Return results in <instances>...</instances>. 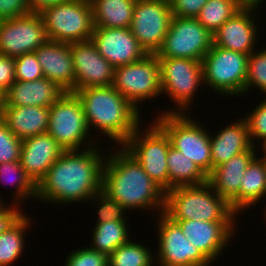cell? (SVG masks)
<instances>
[{"instance_id": "6da1fadb", "label": "cell", "mask_w": 266, "mask_h": 266, "mask_svg": "<svg viewBox=\"0 0 266 266\" xmlns=\"http://www.w3.org/2000/svg\"><path fill=\"white\" fill-rule=\"evenodd\" d=\"M107 149L98 144L84 150L64 151L37 185L36 202L57 207L88 203L102 189Z\"/></svg>"}, {"instance_id": "7a4b0ae2", "label": "cell", "mask_w": 266, "mask_h": 266, "mask_svg": "<svg viewBox=\"0 0 266 266\" xmlns=\"http://www.w3.org/2000/svg\"><path fill=\"white\" fill-rule=\"evenodd\" d=\"M118 147L108 148L102 190L127 212L148 210L156 216L164 212L166 192L148 176L133 155L122 145Z\"/></svg>"}, {"instance_id": "3957f363", "label": "cell", "mask_w": 266, "mask_h": 266, "mask_svg": "<svg viewBox=\"0 0 266 266\" xmlns=\"http://www.w3.org/2000/svg\"><path fill=\"white\" fill-rule=\"evenodd\" d=\"M74 93L81 101L90 132L96 129V132L92 133L98 142L102 140L100 137L104 136L115 143V146H121L144 123L141 119L144 113L142 109L138 110L112 85L88 87ZM98 132L101 136L95 135Z\"/></svg>"}, {"instance_id": "277c9868", "label": "cell", "mask_w": 266, "mask_h": 266, "mask_svg": "<svg viewBox=\"0 0 266 266\" xmlns=\"http://www.w3.org/2000/svg\"><path fill=\"white\" fill-rule=\"evenodd\" d=\"M164 213L173 221L237 222L239 217L208 182L168 190Z\"/></svg>"}, {"instance_id": "5b68a950", "label": "cell", "mask_w": 266, "mask_h": 266, "mask_svg": "<svg viewBox=\"0 0 266 266\" xmlns=\"http://www.w3.org/2000/svg\"><path fill=\"white\" fill-rule=\"evenodd\" d=\"M157 58L160 63L162 97L166 95L174 104L172 108L163 109L159 114L189 113L195 97H198V90L205 86L202 62L187 58Z\"/></svg>"}, {"instance_id": "8992f818", "label": "cell", "mask_w": 266, "mask_h": 266, "mask_svg": "<svg viewBox=\"0 0 266 266\" xmlns=\"http://www.w3.org/2000/svg\"><path fill=\"white\" fill-rule=\"evenodd\" d=\"M186 114H157L155 122L166 132L171 145L191 159L208 176L212 171L210 129ZM201 123V124H200ZM204 125V126H203Z\"/></svg>"}, {"instance_id": "52a82bcc", "label": "cell", "mask_w": 266, "mask_h": 266, "mask_svg": "<svg viewBox=\"0 0 266 266\" xmlns=\"http://www.w3.org/2000/svg\"><path fill=\"white\" fill-rule=\"evenodd\" d=\"M47 133L64 151L84 150L99 144L88 128L81 101L73 92H64L51 105Z\"/></svg>"}, {"instance_id": "ba28073f", "label": "cell", "mask_w": 266, "mask_h": 266, "mask_svg": "<svg viewBox=\"0 0 266 266\" xmlns=\"http://www.w3.org/2000/svg\"><path fill=\"white\" fill-rule=\"evenodd\" d=\"M249 55L212 45L202 59L204 85L229 98H243Z\"/></svg>"}, {"instance_id": "9c48e42d", "label": "cell", "mask_w": 266, "mask_h": 266, "mask_svg": "<svg viewBox=\"0 0 266 266\" xmlns=\"http://www.w3.org/2000/svg\"><path fill=\"white\" fill-rule=\"evenodd\" d=\"M149 123L148 126L142 124V129L139 126L122 146L133 155L148 176L167 192L169 190L167 154L171 141L154 119L149 120Z\"/></svg>"}, {"instance_id": "30bf717a", "label": "cell", "mask_w": 266, "mask_h": 266, "mask_svg": "<svg viewBox=\"0 0 266 266\" xmlns=\"http://www.w3.org/2000/svg\"><path fill=\"white\" fill-rule=\"evenodd\" d=\"M49 40L76 43L91 39L94 30L90 0H68L40 12Z\"/></svg>"}, {"instance_id": "8fae6325", "label": "cell", "mask_w": 266, "mask_h": 266, "mask_svg": "<svg viewBox=\"0 0 266 266\" xmlns=\"http://www.w3.org/2000/svg\"><path fill=\"white\" fill-rule=\"evenodd\" d=\"M112 86L138 110L151 99L162 96L160 63L155 54H147L143 59L114 68ZM141 105V106H140Z\"/></svg>"}, {"instance_id": "7c38bea8", "label": "cell", "mask_w": 266, "mask_h": 266, "mask_svg": "<svg viewBox=\"0 0 266 266\" xmlns=\"http://www.w3.org/2000/svg\"><path fill=\"white\" fill-rule=\"evenodd\" d=\"M158 246L155 257L158 266H212L213 264L184 236L180 225L164 212L153 216Z\"/></svg>"}, {"instance_id": "4fadbf2b", "label": "cell", "mask_w": 266, "mask_h": 266, "mask_svg": "<svg viewBox=\"0 0 266 266\" xmlns=\"http://www.w3.org/2000/svg\"><path fill=\"white\" fill-rule=\"evenodd\" d=\"M213 45V34L196 18L173 16L157 57L187 58L202 62Z\"/></svg>"}, {"instance_id": "5bb4252c", "label": "cell", "mask_w": 266, "mask_h": 266, "mask_svg": "<svg viewBox=\"0 0 266 266\" xmlns=\"http://www.w3.org/2000/svg\"><path fill=\"white\" fill-rule=\"evenodd\" d=\"M172 17L169 0L136 1L129 29L147 54L160 49Z\"/></svg>"}, {"instance_id": "9a60e30c", "label": "cell", "mask_w": 266, "mask_h": 266, "mask_svg": "<svg viewBox=\"0 0 266 266\" xmlns=\"http://www.w3.org/2000/svg\"><path fill=\"white\" fill-rule=\"evenodd\" d=\"M40 13L25 15L0 21V54L17 57L35 52L48 41Z\"/></svg>"}, {"instance_id": "2e32d148", "label": "cell", "mask_w": 266, "mask_h": 266, "mask_svg": "<svg viewBox=\"0 0 266 266\" xmlns=\"http://www.w3.org/2000/svg\"><path fill=\"white\" fill-rule=\"evenodd\" d=\"M177 222L184 236L211 262H217L237 234L238 222H207L186 220ZM233 238V239H232ZM219 257V258H218Z\"/></svg>"}, {"instance_id": "e0dca14e", "label": "cell", "mask_w": 266, "mask_h": 266, "mask_svg": "<svg viewBox=\"0 0 266 266\" xmlns=\"http://www.w3.org/2000/svg\"><path fill=\"white\" fill-rule=\"evenodd\" d=\"M71 55L76 77L75 91L113 84L114 67L98 52L91 39L71 43Z\"/></svg>"}, {"instance_id": "ac0fdd59", "label": "cell", "mask_w": 266, "mask_h": 266, "mask_svg": "<svg viewBox=\"0 0 266 266\" xmlns=\"http://www.w3.org/2000/svg\"><path fill=\"white\" fill-rule=\"evenodd\" d=\"M258 12L254 9L237 11L213 33V45L250 55L259 45Z\"/></svg>"}, {"instance_id": "d6986e66", "label": "cell", "mask_w": 266, "mask_h": 266, "mask_svg": "<svg viewBox=\"0 0 266 266\" xmlns=\"http://www.w3.org/2000/svg\"><path fill=\"white\" fill-rule=\"evenodd\" d=\"M91 41L114 68L137 62L147 55L129 28L94 27Z\"/></svg>"}, {"instance_id": "ffe728a7", "label": "cell", "mask_w": 266, "mask_h": 266, "mask_svg": "<svg viewBox=\"0 0 266 266\" xmlns=\"http://www.w3.org/2000/svg\"><path fill=\"white\" fill-rule=\"evenodd\" d=\"M258 155L257 146L241 152L214 168L207 176L213 190L239 215V190L245 170Z\"/></svg>"}, {"instance_id": "44dd1931", "label": "cell", "mask_w": 266, "mask_h": 266, "mask_svg": "<svg viewBox=\"0 0 266 266\" xmlns=\"http://www.w3.org/2000/svg\"><path fill=\"white\" fill-rule=\"evenodd\" d=\"M43 76L64 92H75V69L71 44L48 40L35 51Z\"/></svg>"}, {"instance_id": "7402d4cb", "label": "cell", "mask_w": 266, "mask_h": 266, "mask_svg": "<svg viewBox=\"0 0 266 266\" xmlns=\"http://www.w3.org/2000/svg\"><path fill=\"white\" fill-rule=\"evenodd\" d=\"M64 149L48 133L22 140L20 164L27 176L37 186Z\"/></svg>"}, {"instance_id": "603a6c76", "label": "cell", "mask_w": 266, "mask_h": 266, "mask_svg": "<svg viewBox=\"0 0 266 266\" xmlns=\"http://www.w3.org/2000/svg\"><path fill=\"white\" fill-rule=\"evenodd\" d=\"M212 170L235 155L251 149V142L245 119L238 117L222 126L214 134L210 132Z\"/></svg>"}, {"instance_id": "cb8c5ba5", "label": "cell", "mask_w": 266, "mask_h": 266, "mask_svg": "<svg viewBox=\"0 0 266 266\" xmlns=\"http://www.w3.org/2000/svg\"><path fill=\"white\" fill-rule=\"evenodd\" d=\"M64 91L46 77L33 81H15L4 94V106L51 107Z\"/></svg>"}, {"instance_id": "d4e9b609", "label": "cell", "mask_w": 266, "mask_h": 266, "mask_svg": "<svg viewBox=\"0 0 266 266\" xmlns=\"http://www.w3.org/2000/svg\"><path fill=\"white\" fill-rule=\"evenodd\" d=\"M50 107L4 106L1 120L19 139L47 133Z\"/></svg>"}, {"instance_id": "484cf974", "label": "cell", "mask_w": 266, "mask_h": 266, "mask_svg": "<svg viewBox=\"0 0 266 266\" xmlns=\"http://www.w3.org/2000/svg\"><path fill=\"white\" fill-rule=\"evenodd\" d=\"M264 199H266V160L257 155L243 175L239 190V216Z\"/></svg>"}, {"instance_id": "4316f807", "label": "cell", "mask_w": 266, "mask_h": 266, "mask_svg": "<svg viewBox=\"0 0 266 266\" xmlns=\"http://www.w3.org/2000/svg\"><path fill=\"white\" fill-rule=\"evenodd\" d=\"M137 0H90L94 27L129 28Z\"/></svg>"}, {"instance_id": "83f0119b", "label": "cell", "mask_w": 266, "mask_h": 266, "mask_svg": "<svg viewBox=\"0 0 266 266\" xmlns=\"http://www.w3.org/2000/svg\"><path fill=\"white\" fill-rule=\"evenodd\" d=\"M128 223L127 221H109L92 225L94 227L88 247L109 256L119 246L133 238Z\"/></svg>"}, {"instance_id": "f1b7e54d", "label": "cell", "mask_w": 266, "mask_h": 266, "mask_svg": "<svg viewBox=\"0 0 266 266\" xmlns=\"http://www.w3.org/2000/svg\"><path fill=\"white\" fill-rule=\"evenodd\" d=\"M167 166L169 190L183 186H196L207 182V176L201 169L172 145H170L167 154Z\"/></svg>"}, {"instance_id": "f546056e", "label": "cell", "mask_w": 266, "mask_h": 266, "mask_svg": "<svg viewBox=\"0 0 266 266\" xmlns=\"http://www.w3.org/2000/svg\"><path fill=\"white\" fill-rule=\"evenodd\" d=\"M32 219L25 214L12 228L0 235V266H12L23 256L27 249L26 235L33 228Z\"/></svg>"}, {"instance_id": "4dcf8cb0", "label": "cell", "mask_w": 266, "mask_h": 266, "mask_svg": "<svg viewBox=\"0 0 266 266\" xmlns=\"http://www.w3.org/2000/svg\"><path fill=\"white\" fill-rule=\"evenodd\" d=\"M0 180V183L3 182L4 186L9 184L14 188L12 201L7 202L24 206L23 204H26L27 200L36 201L37 186L27 176L19 161L1 163Z\"/></svg>"}, {"instance_id": "1f68e13d", "label": "cell", "mask_w": 266, "mask_h": 266, "mask_svg": "<svg viewBox=\"0 0 266 266\" xmlns=\"http://www.w3.org/2000/svg\"><path fill=\"white\" fill-rule=\"evenodd\" d=\"M132 239L108 256V266H157L152 247Z\"/></svg>"}, {"instance_id": "d6a6232c", "label": "cell", "mask_w": 266, "mask_h": 266, "mask_svg": "<svg viewBox=\"0 0 266 266\" xmlns=\"http://www.w3.org/2000/svg\"><path fill=\"white\" fill-rule=\"evenodd\" d=\"M240 9L234 0H208L196 19L213 34Z\"/></svg>"}, {"instance_id": "836d02e7", "label": "cell", "mask_w": 266, "mask_h": 266, "mask_svg": "<svg viewBox=\"0 0 266 266\" xmlns=\"http://www.w3.org/2000/svg\"><path fill=\"white\" fill-rule=\"evenodd\" d=\"M256 49L249 55L247 76L244 85V95L258 90L266 96V47ZM262 92V93H261Z\"/></svg>"}, {"instance_id": "e575fe53", "label": "cell", "mask_w": 266, "mask_h": 266, "mask_svg": "<svg viewBox=\"0 0 266 266\" xmlns=\"http://www.w3.org/2000/svg\"><path fill=\"white\" fill-rule=\"evenodd\" d=\"M93 203L94 208L96 209V219L95 224H100L103 222L109 221H128L127 211L113 198H111L107 193H105L102 189L98 191L89 201Z\"/></svg>"}, {"instance_id": "d590c367", "label": "cell", "mask_w": 266, "mask_h": 266, "mask_svg": "<svg viewBox=\"0 0 266 266\" xmlns=\"http://www.w3.org/2000/svg\"><path fill=\"white\" fill-rule=\"evenodd\" d=\"M263 98L248 114L245 112L246 115L241 116L245 119L254 146L266 138V96Z\"/></svg>"}, {"instance_id": "8d00e7d4", "label": "cell", "mask_w": 266, "mask_h": 266, "mask_svg": "<svg viewBox=\"0 0 266 266\" xmlns=\"http://www.w3.org/2000/svg\"><path fill=\"white\" fill-rule=\"evenodd\" d=\"M22 140L0 119V164L20 160Z\"/></svg>"}, {"instance_id": "74e56055", "label": "cell", "mask_w": 266, "mask_h": 266, "mask_svg": "<svg viewBox=\"0 0 266 266\" xmlns=\"http://www.w3.org/2000/svg\"><path fill=\"white\" fill-rule=\"evenodd\" d=\"M14 60L16 81H33L44 77L35 52L17 56Z\"/></svg>"}, {"instance_id": "f35d334b", "label": "cell", "mask_w": 266, "mask_h": 266, "mask_svg": "<svg viewBox=\"0 0 266 266\" xmlns=\"http://www.w3.org/2000/svg\"><path fill=\"white\" fill-rule=\"evenodd\" d=\"M64 266H108V255L92 250L88 246L70 252Z\"/></svg>"}, {"instance_id": "ab89813d", "label": "cell", "mask_w": 266, "mask_h": 266, "mask_svg": "<svg viewBox=\"0 0 266 266\" xmlns=\"http://www.w3.org/2000/svg\"><path fill=\"white\" fill-rule=\"evenodd\" d=\"M25 211L23 206L2 202L0 204V235L12 228L25 215Z\"/></svg>"}, {"instance_id": "60d3db41", "label": "cell", "mask_w": 266, "mask_h": 266, "mask_svg": "<svg viewBox=\"0 0 266 266\" xmlns=\"http://www.w3.org/2000/svg\"><path fill=\"white\" fill-rule=\"evenodd\" d=\"M207 1L208 0H169L173 16L188 18H196Z\"/></svg>"}, {"instance_id": "b9f144b4", "label": "cell", "mask_w": 266, "mask_h": 266, "mask_svg": "<svg viewBox=\"0 0 266 266\" xmlns=\"http://www.w3.org/2000/svg\"><path fill=\"white\" fill-rule=\"evenodd\" d=\"M29 0H0V21L30 13Z\"/></svg>"}, {"instance_id": "7bdbcfd3", "label": "cell", "mask_w": 266, "mask_h": 266, "mask_svg": "<svg viewBox=\"0 0 266 266\" xmlns=\"http://www.w3.org/2000/svg\"><path fill=\"white\" fill-rule=\"evenodd\" d=\"M15 81L14 57L0 54V91L5 94Z\"/></svg>"}, {"instance_id": "ee69618b", "label": "cell", "mask_w": 266, "mask_h": 266, "mask_svg": "<svg viewBox=\"0 0 266 266\" xmlns=\"http://www.w3.org/2000/svg\"><path fill=\"white\" fill-rule=\"evenodd\" d=\"M68 0H29L31 12L40 13L47 7L62 3Z\"/></svg>"}, {"instance_id": "f6af8a7d", "label": "cell", "mask_w": 266, "mask_h": 266, "mask_svg": "<svg viewBox=\"0 0 266 266\" xmlns=\"http://www.w3.org/2000/svg\"><path fill=\"white\" fill-rule=\"evenodd\" d=\"M235 3L241 8V9H254L258 10L262 9L263 3L266 5V0H234Z\"/></svg>"}, {"instance_id": "bcb514c9", "label": "cell", "mask_w": 266, "mask_h": 266, "mask_svg": "<svg viewBox=\"0 0 266 266\" xmlns=\"http://www.w3.org/2000/svg\"><path fill=\"white\" fill-rule=\"evenodd\" d=\"M261 148H260V147ZM257 150L259 151L260 149V155H259V152H258V156L262 159H265L266 160V138L264 140H262L259 144H257ZM263 152V153H262Z\"/></svg>"}, {"instance_id": "7dc6e473", "label": "cell", "mask_w": 266, "mask_h": 266, "mask_svg": "<svg viewBox=\"0 0 266 266\" xmlns=\"http://www.w3.org/2000/svg\"><path fill=\"white\" fill-rule=\"evenodd\" d=\"M4 103H5L4 93H2L0 91V119H1V116H2V111H3Z\"/></svg>"}, {"instance_id": "c3c4849f", "label": "cell", "mask_w": 266, "mask_h": 266, "mask_svg": "<svg viewBox=\"0 0 266 266\" xmlns=\"http://www.w3.org/2000/svg\"><path fill=\"white\" fill-rule=\"evenodd\" d=\"M266 205V204H265ZM265 209L263 210L264 212V219H265V221H266V206L264 207ZM266 223V222H265Z\"/></svg>"}, {"instance_id": "681fc988", "label": "cell", "mask_w": 266, "mask_h": 266, "mask_svg": "<svg viewBox=\"0 0 266 266\" xmlns=\"http://www.w3.org/2000/svg\"><path fill=\"white\" fill-rule=\"evenodd\" d=\"M1 194V193H0ZM5 200L3 199V197L1 198V195H0V204L2 203V202H4Z\"/></svg>"}]
</instances>
